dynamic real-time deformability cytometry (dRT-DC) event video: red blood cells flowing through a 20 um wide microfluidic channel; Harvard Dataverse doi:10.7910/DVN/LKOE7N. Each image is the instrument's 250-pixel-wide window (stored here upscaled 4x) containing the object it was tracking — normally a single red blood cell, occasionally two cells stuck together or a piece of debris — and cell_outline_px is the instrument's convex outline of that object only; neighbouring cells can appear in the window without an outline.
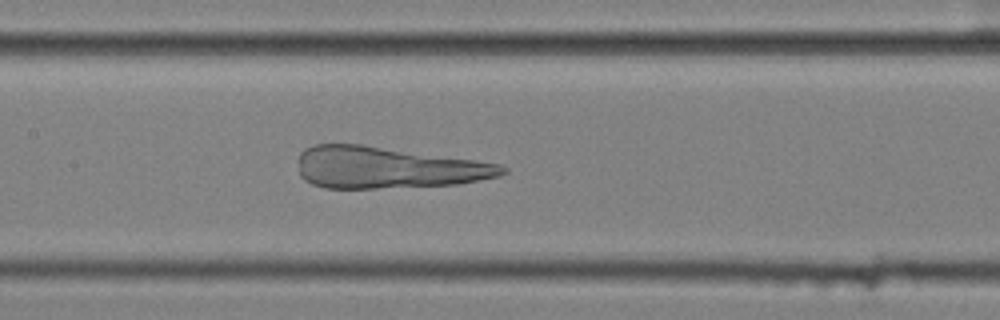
{"species": "common noctule bat (a hibernating species)", "species_latin": "Nyctalus noctula", "temperature_condition": "cold", "stored_images_in_passage": 56, "camera_frame_rate_fps": 3000, "um_per_image_px": 0.085, "animal": {"sex": "female", "body_mass_g": 25.1}, "frame": {"image": 1, "passage_image": 27, "time_ms": 8.667, "image_size_px": [1000, 320], "cell_outline_px": [[508, 172], [500, 176], [456, 184], [376, 188], [324, 188], [312, 184], [304, 180], [300, 176], [296, 160], [300, 152], [304, 148], [312, 144], [360, 144], [476, 160], [500, 164], [508, 168]], "centroid_in_image_um": [32.89, 14.24], "position_along_channel_um": 174.5, "area_um2": 49.77}}
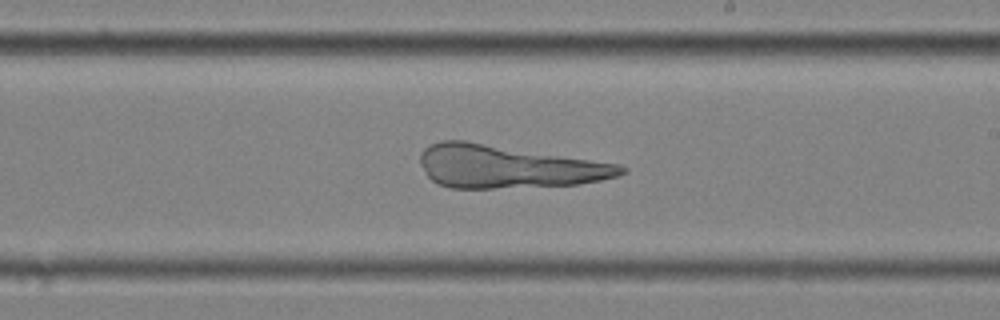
{"frame": {"image": 2, "passage_image": 33, "time_ms": 10.667, "image_size_px": [1000, 320], "cell_outline_px": [[628, 172], [616, 176], [600, 180], [580, 184], [492, 188], [452, 188], [436, 184], [428, 176], [420, 164], [420, 152], [424, 148], [440, 140], [464, 140], [620, 164], [628, 168]], "centroid_in_image_um": [43.16, 14.16], "position_along_channel_um": 245.8, "area_um2": 50.11}}
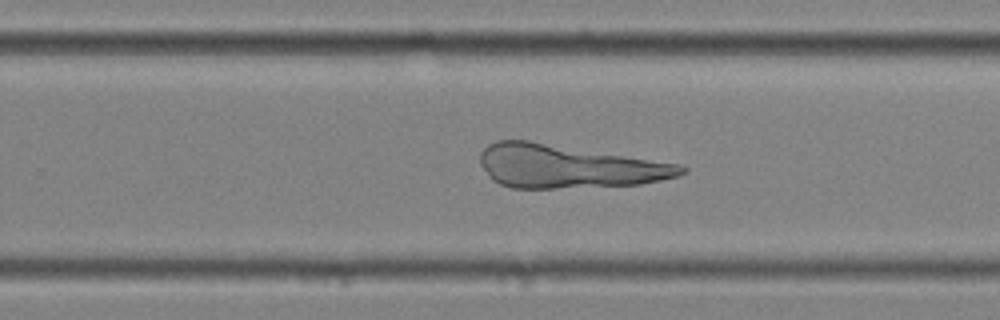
{"frame": {"image": 3, "passage_image": 36, "time_ms": 11.667, "image_size_px": [1000, 320], "cell_outline_px": [[688, 168], [680, 176], [640, 184], [556, 188], [512, 188], [500, 184], [492, 180], [480, 164], [480, 152], [488, 144], [496, 140], [528, 140], [680, 164]], "centroid_in_image_um": [48.26, 14.14], "position_along_channel_um": 281.5, "area_um2": 50.52}}